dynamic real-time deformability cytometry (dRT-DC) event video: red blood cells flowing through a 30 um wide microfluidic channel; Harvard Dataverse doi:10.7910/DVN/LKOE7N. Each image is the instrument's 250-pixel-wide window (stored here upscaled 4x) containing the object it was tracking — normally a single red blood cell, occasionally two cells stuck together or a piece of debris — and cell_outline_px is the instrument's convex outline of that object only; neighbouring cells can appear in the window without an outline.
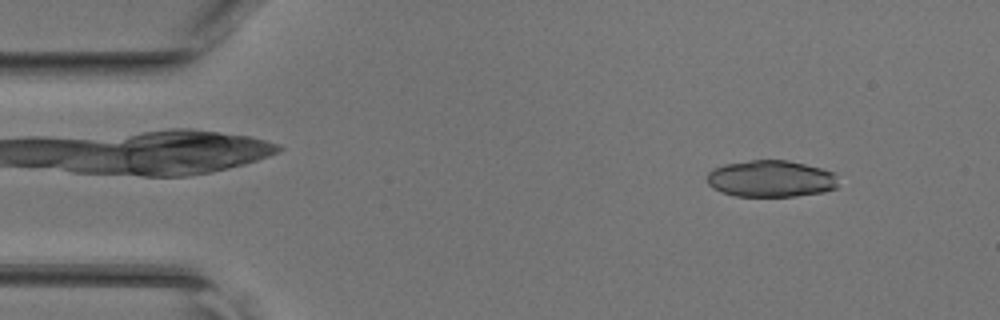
{"species": "common noctule bat (a hibernating species)", "species_latin": "Nyctalus noctula", "temperature_condition": "room temperature", "stored_images_in_passage": 45, "camera_frame_rate_fps": 3000, "um_per_image_px": 0.085, "animal": {"sex": "female", "body_mass_g": 17.0, "forearm_length_mm": 48.0}, "frame": {"image": 1, "passage_image": 5, "time_ms": 1.333, "image_size_px": [1000, 320], "cell_outline_px": [[836, 188], [824, 192], [796, 196], [736, 196], [720, 192], [712, 188], [708, 184], [708, 172], [712, 168], [724, 164], [752, 160], [788, 160], [836, 172]], "centroid_in_image_um": [65.51, 15.19], "position_along_channel_um": 19.5, "area_um2": 28.21}}